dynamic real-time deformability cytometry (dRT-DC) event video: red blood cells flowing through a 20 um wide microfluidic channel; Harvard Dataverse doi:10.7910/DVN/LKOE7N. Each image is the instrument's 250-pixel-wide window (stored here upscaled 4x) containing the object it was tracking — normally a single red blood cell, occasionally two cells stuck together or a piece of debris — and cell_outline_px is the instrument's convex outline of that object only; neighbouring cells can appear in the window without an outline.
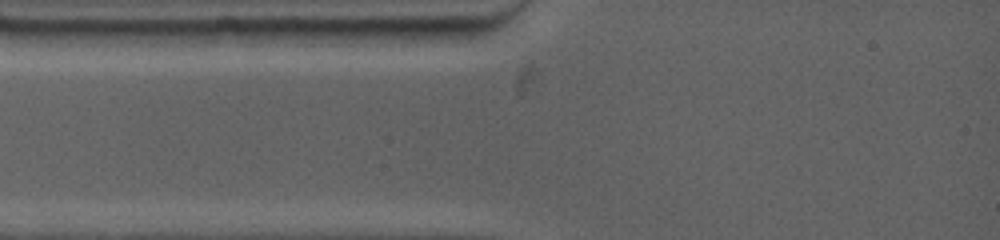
{"species": "common noctule bat (a hibernating species)", "species_latin": "Nyctalus noctula", "temperature_condition": "warm", "stored_images_in_passage": 5, "camera_frame_rate_fps": 4500, "um_per_image_px": 0.085, "animal": {"sex": "female", "body_mass_g": 19.0, "forearm_length_mm": 53.3}, "frame": {"image": 1, "passage_image": 1, "time_ms": 0.0, "image_size_px": [1000, 240], "cell_outline_px": [[296, 28], [268, 44], [204, 48], [192, 32], [220, 28]], "centroid_in_image_um": [20.32, 3.11], "position_along_channel_um": 64.7, "area_um2": 10.58}}